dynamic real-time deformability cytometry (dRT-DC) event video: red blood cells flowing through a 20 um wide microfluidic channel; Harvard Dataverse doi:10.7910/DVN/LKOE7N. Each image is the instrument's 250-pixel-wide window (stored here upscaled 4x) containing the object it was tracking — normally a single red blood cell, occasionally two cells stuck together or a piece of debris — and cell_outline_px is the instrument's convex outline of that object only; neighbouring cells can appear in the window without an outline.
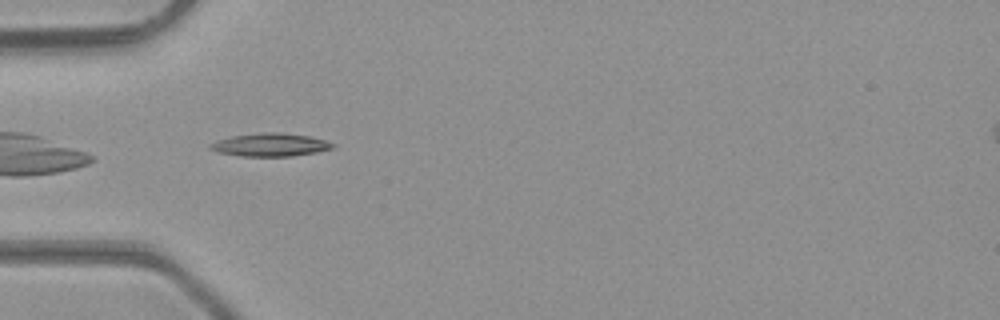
{"species": "common noctule bat (a hibernating species)", "species_latin": "Nyctalus noctula", "temperature_condition": "room temperature", "stored_images_in_passage": 34, "camera_frame_rate_fps": 3000, "um_per_image_px": 0.085, "animal": {"sex": "male", "body_mass_g": 23.1, "forearm_length_mm": 52.7}, "frame": {"image": 1, "passage_image": 2, "time_ms": 0.333, "image_size_px": [1000, 320], "cell_outline_px": [[336, 148], [316, 152], [292, 156], [240, 156], [220, 152], [208, 148], [208, 144], [216, 140], [232, 136], [264, 132], [280, 132], [308, 136], [324, 140], [336, 144]], "centroid_in_image_um": [22.98, 12.3], "position_along_channel_um": 62.0, "area_um2": 16.47}}
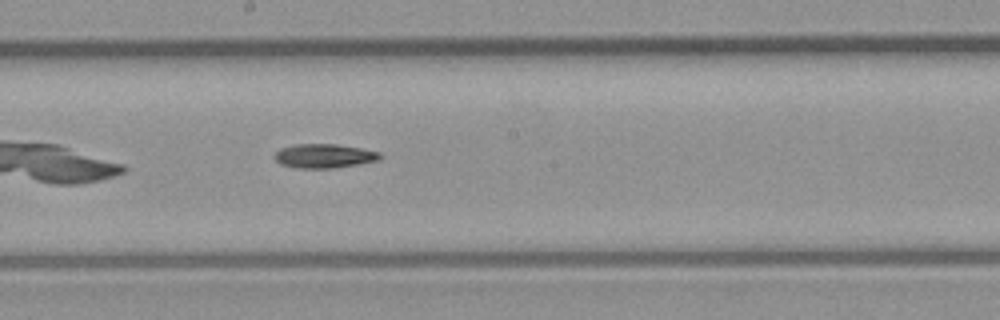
{"frame": {"image": 2, "passage_image": 13, "time_ms": 4.0, "image_size_px": [1000, 320], "cell_outline_px": [[384, 156], [380, 160], [336, 168], [296, 168], [280, 164], [272, 156], [280, 148], [296, 144], [336, 144], [360, 148], [380, 152]], "centroid_in_image_um": [27.56, 13.26], "position_along_channel_um": 220.6, "area_um2": 14.97}}
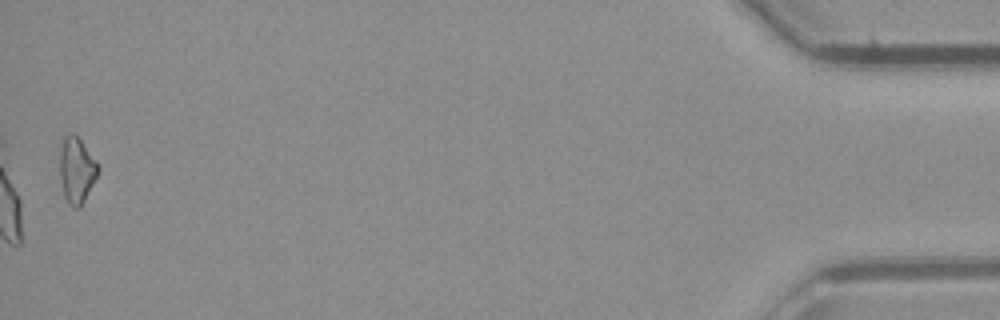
{"frame": {"image": 3, "passage_image": 34, "time_ms": 11.0, "image_size_px": [1000, 320], "cell_outline_px": [[100, 168], [80, 208], [72, 208], [68, 204], [64, 196], [60, 180], [60, 140], [68, 132], [72, 132], [80, 140], [96, 160]], "centroid_in_image_um": [6.48, 14.44], "position_along_channel_um": 428.7, "area_um2": 14.74}, "authors_computed_cell_mechanics": {"area_um2": 14.3633, "velocity_mm_per_s": 4.36, "shape_relaxation_time_tau1_ms": 8.2725, "shape_relaxation_time_tau2_ms": null, "deformation_change_tau1": 0.1978, "deformation_change_tau2": null}}